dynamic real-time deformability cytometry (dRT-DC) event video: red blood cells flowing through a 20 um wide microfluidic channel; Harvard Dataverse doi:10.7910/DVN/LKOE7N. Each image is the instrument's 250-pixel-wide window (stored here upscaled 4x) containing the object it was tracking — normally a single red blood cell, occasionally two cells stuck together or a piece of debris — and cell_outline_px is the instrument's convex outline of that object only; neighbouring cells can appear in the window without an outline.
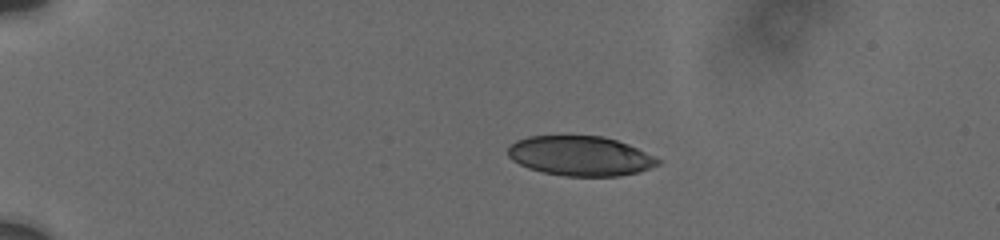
{"species": "human", "species_latin": "Homo sapiens", "temperature_condition": "cold", "stored_images_in_passage": 51, "camera_frame_rate_fps": 3000, "um_per_image_px": 0.085, "donor": {"sex": "male"}, "frame": {"image": 1, "passage_image": 1, "time_ms": 0.0, "image_size_px": [1000, 240], "cell_outline_px": [[660, 164], [640, 172], [620, 176], [564, 176], [544, 172], [528, 168], [512, 160], [508, 156], [508, 148], [516, 140], [528, 136], [604, 136], [628, 144], [660, 160]], "centroid_in_image_um": [49.31, 13.26], "position_along_channel_um": 35.7, "area_um2": 34.56}}
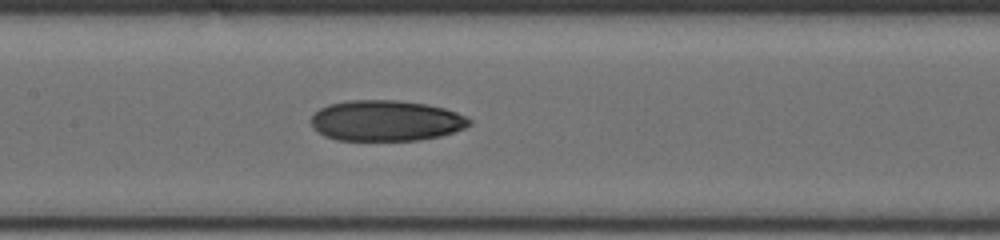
{"frame": {"image": 2, "passage_image": 17, "time_ms": 5.667, "image_size_px": [1000, 240], "cell_outline_px": [[472, 124], [464, 128], [440, 136], [416, 140], [336, 140], [324, 136], [316, 132], [312, 128], [312, 116], [320, 108], [328, 104], [348, 100], [396, 100], [424, 104], [444, 108], [456, 112], [472, 120]], "centroid_in_image_um": [32.77, 10.26], "position_along_channel_um": 174.6, "area_um2": 37.57}}
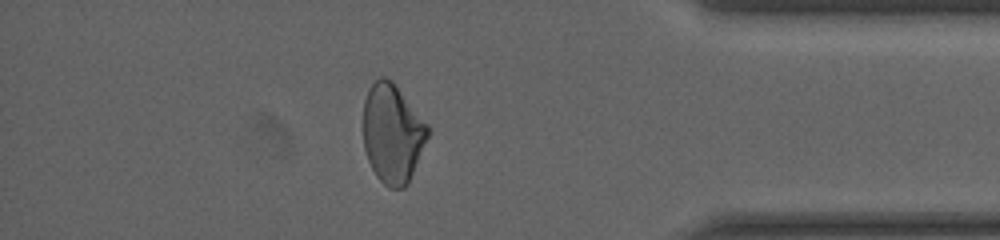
{"frame": {"image": 3, "passage_image": 39, "time_ms": 12.333, "image_size_px": [1000, 240], "cell_outline_px": [[428, 136], [408, 184], [404, 188], [388, 188], [376, 176], [368, 160], [364, 148], [364, 100], [368, 88], [380, 76], [384, 76], [392, 80], [428, 124]], "centroid_in_image_um": [33.35, 11.34], "position_along_channel_um": 401.8, "area_um2": 37.11}, "authors_computed_cell_mechanics": {"area_um2": 37.5122, "velocity_mm_per_s": 3.7553, "shape_relaxation_time_tau1_ms": 9.1949, "shape_relaxation_time_tau2_ms": 5.4905, "deformation_change_tau1": 0.1881, "deformation_change_tau2": 0.1252}}